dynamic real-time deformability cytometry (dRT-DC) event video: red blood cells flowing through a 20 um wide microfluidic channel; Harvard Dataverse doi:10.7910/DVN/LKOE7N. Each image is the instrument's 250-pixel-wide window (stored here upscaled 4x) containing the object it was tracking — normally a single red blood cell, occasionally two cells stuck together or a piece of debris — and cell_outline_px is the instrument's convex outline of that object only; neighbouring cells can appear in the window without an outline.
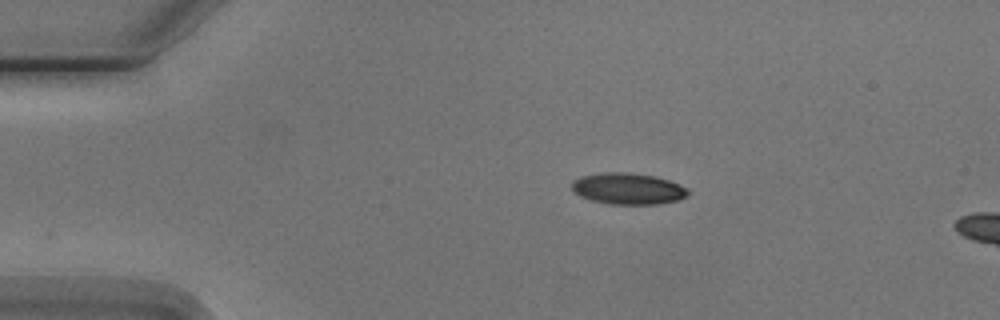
{"species": "Egyptian fruit bat (a non-hibernating species)", "species_latin": "Rousettus aegyptiacus", "temperature_condition": "cold", "stored_images_in_passage": 2, "camera_frame_rate_fps": 3000, "um_per_image_px": 0.085, "animal": {"sex": "male"}, "frame": {"image": 1, "passage_image": 2, "time_ms": 1.0, "image_size_px": [1000, 320], "cell_outline_px": [[688, 196], [676, 200], [656, 204], [612, 204], [592, 200], [580, 196], [572, 188], [572, 180], [584, 176], [608, 172], [628, 172], [652, 176], [668, 180], [688, 188]], "centroid_in_image_um": [53.39, 16.04], "position_along_channel_um": 31.6, "area_um2": 20.87}}